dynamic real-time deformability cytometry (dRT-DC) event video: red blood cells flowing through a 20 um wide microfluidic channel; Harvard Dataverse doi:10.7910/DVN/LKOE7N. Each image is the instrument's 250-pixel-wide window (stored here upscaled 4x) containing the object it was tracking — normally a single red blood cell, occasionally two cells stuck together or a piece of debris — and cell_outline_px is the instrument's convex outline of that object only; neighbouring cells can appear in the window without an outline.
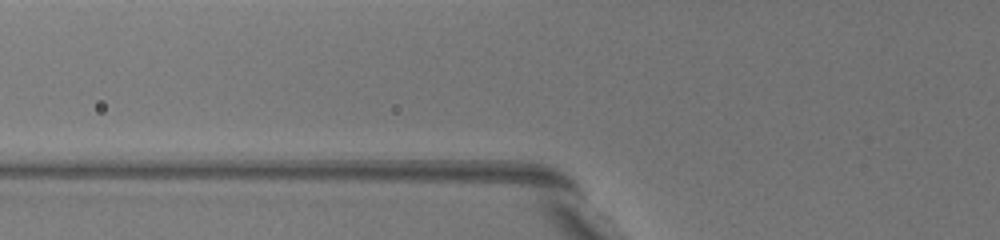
{"species": "common noctule bat (a hibernating species)", "species_latin": "Nyctalus noctula", "temperature_condition": "warm", "stored_images_in_passage": 4, "camera_frame_rate_fps": 3000, "um_per_image_px": 0.085, "animal": {"sex": "female", "body_mass_g": 19.5, "forearm_length_mm": 54.1}, "frame": {"image": 1, "passage_image": 2, "time_ms": 0.333, "image_size_px": [1000, 240], "cell_outline_px": [[660, 212], [644, 204], [600, 168], [592, 156], [588, 148], [588, 144], [604, 144], [620, 152], [656, 200]], "centroid_in_image_um": [52.87, 14.69], "position_along_channel_um": 72.9, "area_um2": 11.44}}